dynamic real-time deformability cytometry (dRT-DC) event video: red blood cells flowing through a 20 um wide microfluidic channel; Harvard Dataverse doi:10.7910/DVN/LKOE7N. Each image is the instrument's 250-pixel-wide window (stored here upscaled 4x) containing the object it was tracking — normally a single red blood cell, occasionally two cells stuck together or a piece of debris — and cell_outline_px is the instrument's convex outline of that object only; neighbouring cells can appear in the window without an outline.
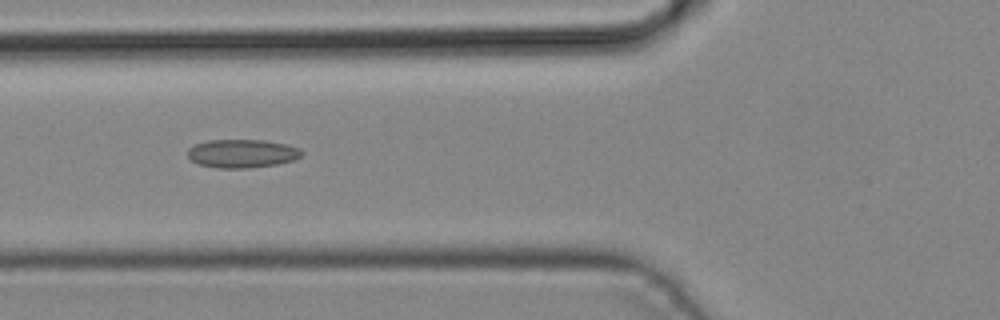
{"species": "common noctule bat (a hibernating species)", "species_latin": "Nyctalus noctula", "temperature_condition": "cold", "stored_images_in_passage": 2, "camera_frame_rate_fps": 3000, "um_per_image_px": 0.085, "animal": {"sex": "male", "body_mass_g": 19.2, "forearm_length_mm": 51.8}, "frame": {"image": 1, "passage_image": 2, "time_ms": 0.333, "image_size_px": [1000, 320], "cell_outline_px": [[304, 152], [300, 156], [292, 160], [276, 164], [248, 168], [216, 168], [200, 164], [192, 160], [188, 156], [188, 148], [196, 144], [208, 140], [264, 140], [284, 144], [300, 148]], "centroid_in_image_um": [20.57, 13.04], "position_along_channel_um": 105.2, "area_um2": 18.73}}